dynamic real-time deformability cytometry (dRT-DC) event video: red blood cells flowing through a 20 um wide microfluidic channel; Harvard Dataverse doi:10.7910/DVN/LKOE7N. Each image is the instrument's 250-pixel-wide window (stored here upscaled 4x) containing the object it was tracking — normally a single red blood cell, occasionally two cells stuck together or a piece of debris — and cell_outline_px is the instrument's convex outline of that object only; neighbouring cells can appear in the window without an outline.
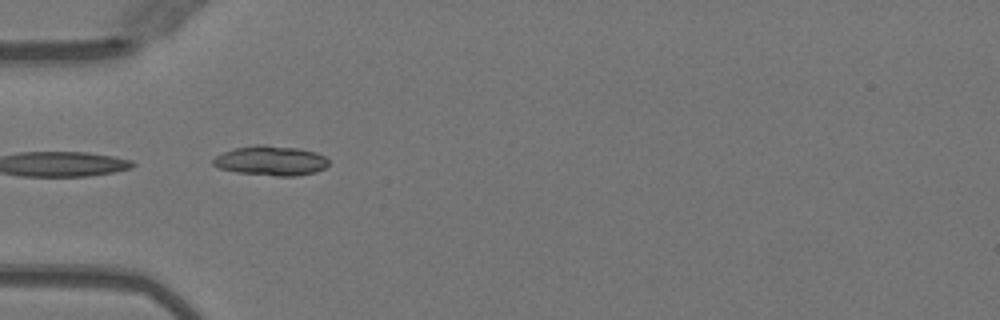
{"species": "Egyptian fruit bat (a non-hibernating species)", "species_latin": "Rousettus aegyptiacus", "temperature_condition": "warm", "stored_images_in_passage": 3, "camera_frame_rate_fps": 3000, "um_per_image_px": 0.085, "animal": {"sex": "female"}, "frame": {"image": 1, "passage_image": 1, "time_ms": 0.0, "image_size_px": [1000, 320], "cell_outline_px": [[328, 164], [324, 168], [316, 172], [296, 176], [276, 176], [236, 172], [220, 168], [212, 164], [212, 160], [216, 156], [224, 152], [236, 148], [256, 144], [264, 144], [296, 148], [316, 152], [324, 156], [328, 160]], "centroid_in_image_um": [23.03, 13.66], "position_along_channel_um": 62.0, "area_um2": 19.94}}